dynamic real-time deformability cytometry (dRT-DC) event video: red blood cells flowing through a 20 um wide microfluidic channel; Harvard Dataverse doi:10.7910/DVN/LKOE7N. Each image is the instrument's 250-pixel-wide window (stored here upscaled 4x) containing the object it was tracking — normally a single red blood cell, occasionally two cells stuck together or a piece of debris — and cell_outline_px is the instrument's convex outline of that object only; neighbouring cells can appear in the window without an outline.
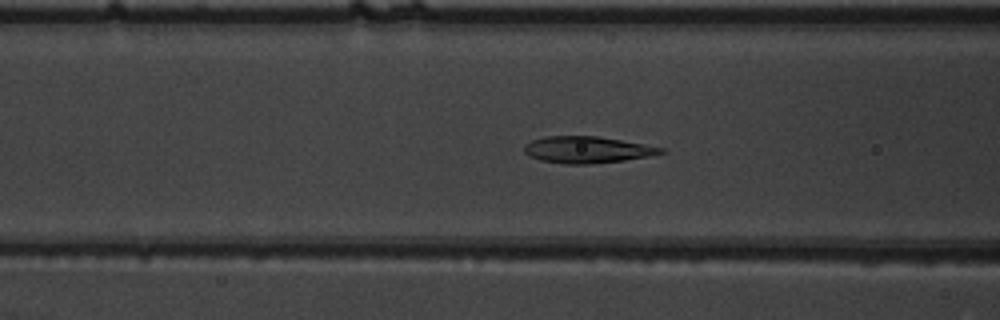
{"species": "common noctule bat (a hibernating species)", "species_latin": "Nyctalus noctula", "temperature_condition": "warm", "stored_images_in_passage": 53, "camera_frame_rate_fps": 3000, "um_per_image_px": 0.085, "animal": {"sex": "male", "body_mass_g": 19.5, "forearm_length_mm": 54.6}, "frame": {"image": 1, "passage_image": 22, "time_ms": 7.0, "image_size_px": [1000, 320], "cell_outline_px": [[668, 152], [652, 156], [624, 160], [588, 164], [564, 164], [540, 160], [528, 156], [524, 152], [524, 144], [532, 140], [544, 136], [596, 136], [668, 148]], "centroid_in_image_um": [49.94, 12.73], "position_along_channel_um": 116.7, "area_um2": 21.44}}
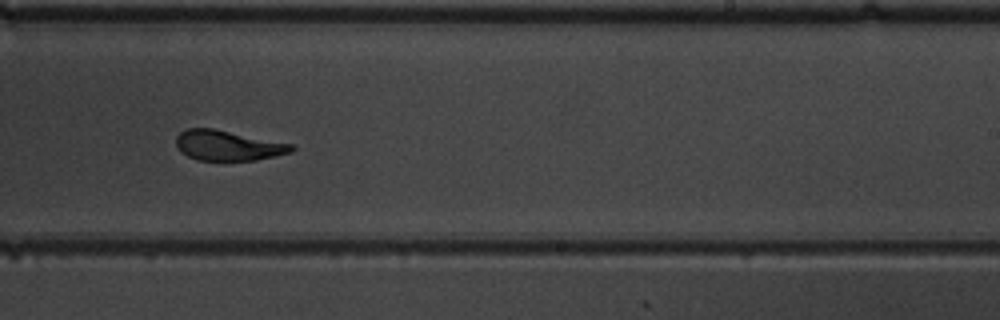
{"frame": {"image": 2, "passage_image": 34, "time_ms": 11.0, "image_size_px": [1000, 320], "cell_outline_px": [[296, 148], [292, 152], [276, 156], [256, 160], [196, 160], [180, 152], [176, 144], [176, 136], [180, 132], [188, 128], [212, 128], [292, 144]], "centroid_in_image_um": [19.36, 12.37], "position_along_channel_um": 269.6, "area_um2": 20.23}}
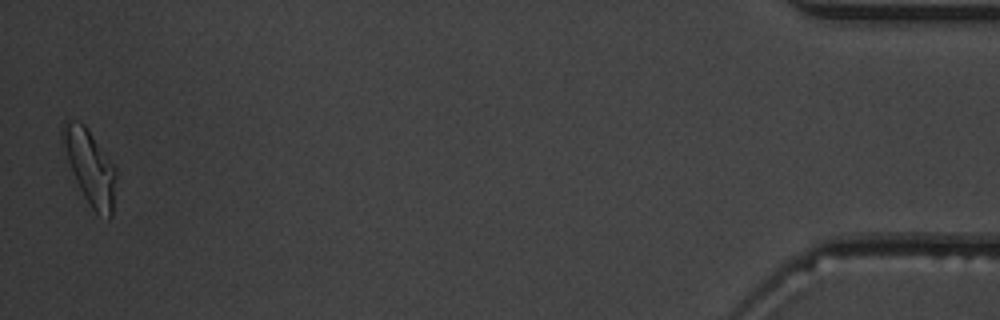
{"frame": {"image": 3, "passage_image": 53, "time_ms": 17.333, "image_size_px": [1000, 320], "cell_outline_px": [[116, 176], [112, 216], [108, 220], [96, 212], [92, 208], [80, 188], [72, 172], [60, 140], [60, 128], [64, 120], [80, 120], [84, 124], [116, 168]], "centroid_in_image_um": [7.62, 14.15], "position_along_channel_um": 427.6, "area_um2": 23.12}, "authors_computed_cell_mechanics": {"area_um2": 21.9062, "velocity_mm_per_s": 3.8331, "shape_relaxation_time_tau1_ms": 4.0231, "shape_relaxation_time_tau2_ms": 1.6118, "deformation_change_tau1": 0.1528, "deformation_change_tau2": 0.0923}}